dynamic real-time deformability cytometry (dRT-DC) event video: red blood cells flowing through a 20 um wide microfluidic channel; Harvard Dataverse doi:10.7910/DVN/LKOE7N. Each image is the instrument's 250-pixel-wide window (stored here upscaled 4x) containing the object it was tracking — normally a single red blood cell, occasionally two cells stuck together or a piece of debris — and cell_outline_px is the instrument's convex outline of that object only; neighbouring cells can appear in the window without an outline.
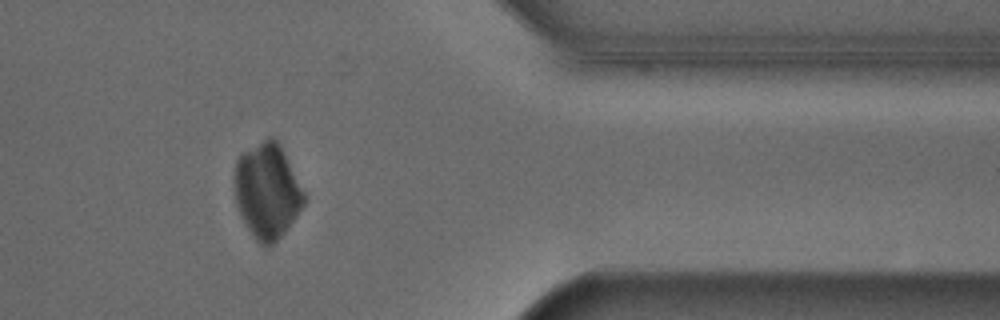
{"species": "Egyptian fruit bat (a non-hibernating species)", "species_latin": "Rousettus aegyptiacus", "temperature_condition": "cold", "stored_images_in_passage": 39, "camera_frame_rate_fps": 3000, "um_per_image_px": 0.085, "animal": {"sex": "male"}, "frame": {"image": 1, "passage_image": 35, "time_ms": 11.333, "image_size_px": [1000, 320], "cell_outline_px": [[308, 196], [304, 204], [296, 216], [284, 232], [268, 248], [264, 248], [256, 240], [240, 216], [236, 204], [236, 160], [244, 152], [268, 136], [272, 136], [280, 144]], "centroid_in_image_um": [22.75, 16.24], "position_along_channel_um": 388.6, "area_um2": 38.38}}